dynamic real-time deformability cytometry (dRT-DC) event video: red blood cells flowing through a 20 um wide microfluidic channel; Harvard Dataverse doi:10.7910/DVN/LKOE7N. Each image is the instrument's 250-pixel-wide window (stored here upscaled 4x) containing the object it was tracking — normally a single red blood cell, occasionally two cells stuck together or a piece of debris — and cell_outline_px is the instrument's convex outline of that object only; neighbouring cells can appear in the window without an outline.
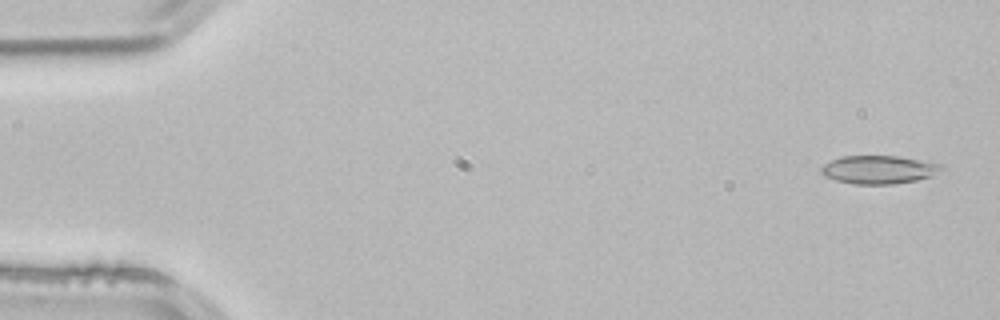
{"species": "common noctule bat (a hibernating species)", "species_latin": "Nyctalus noctula", "temperature_condition": "room temperature", "stored_images_in_passage": 3, "camera_frame_rate_fps": 3000, "um_per_image_px": 0.085, "animal": {"sex": "male", "body_mass_g": 21.5, "forearm_length_mm": 52.0}, "frame": {"image": 1, "passage_image": 1, "time_ms": 0.0, "image_size_px": [1000, 320], "cell_outline_px": [[944, 168], [932, 176], [916, 180], [892, 184], [856, 184], [836, 180], [824, 176], [820, 172], [820, 168], [824, 164], [840, 156], [900, 156], [944, 164]], "centroid_in_image_um": [74.71, 14.41], "position_along_channel_um": 10.3, "area_um2": 19.88}}
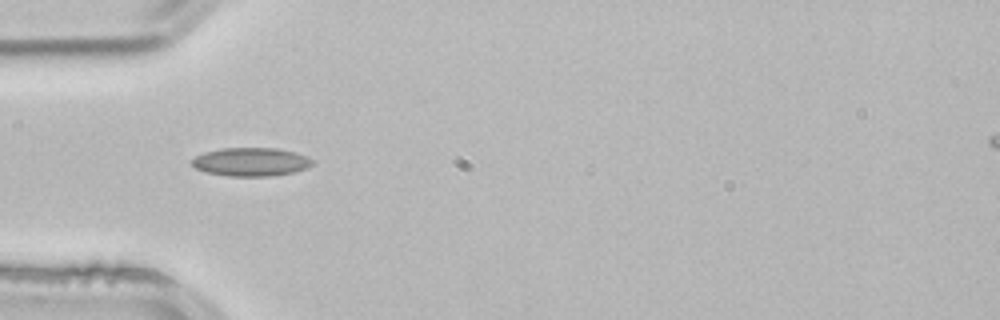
{"frame": {"image": 2, "passage_image": 3, "time_ms": 0.667, "image_size_px": [1000, 320], "cell_outline_px": [[316, 160], [312, 164], [304, 168], [292, 172], [272, 176], [228, 176], [208, 172], [196, 168], [192, 164], [192, 160], [196, 156], [204, 152], [220, 148], [276, 148], [296, 152], [308, 156]], "centroid_in_image_um": [21.36, 13.75], "position_along_channel_um": 63.6, "area_um2": 19.94}}